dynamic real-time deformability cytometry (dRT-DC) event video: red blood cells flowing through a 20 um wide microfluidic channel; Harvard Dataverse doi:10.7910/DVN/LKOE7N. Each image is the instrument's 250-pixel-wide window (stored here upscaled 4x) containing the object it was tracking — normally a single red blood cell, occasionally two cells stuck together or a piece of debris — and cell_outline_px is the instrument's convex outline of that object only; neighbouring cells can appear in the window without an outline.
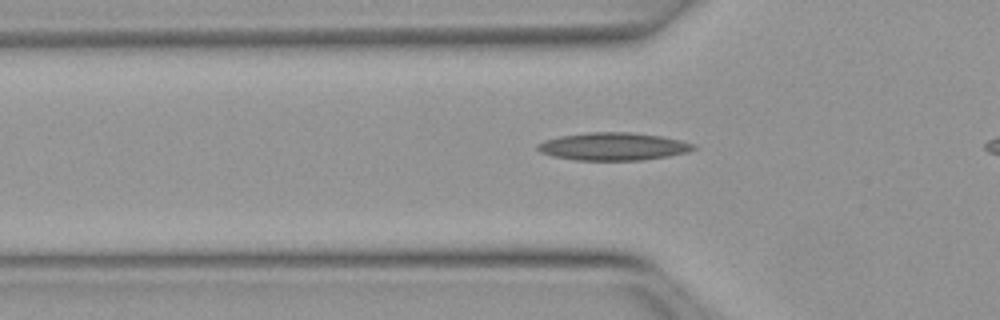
{"species": "Egyptian fruit bat (a non-hibernating species)", "species_latin": "Rousettus aegyptiacus", "temperature_condition": "warm", "stored_images_in_passage": 33, "camera_frame_rate_fps": 3000, "um_per_image_px": 0.085, "animal": {"sex": "female"}, "frame": {"image": 1, "passage_image": 6, "time_ms": 1.667, "image_size_px": [1000, 320], "cell_outline_px": [[696, 148], [688, 152], [668, 156], [644, 160], [576, 160], [552, 156], [540, 152], [536, 148], [536, 144], [544, 140], [560, 136], [588, 132], [632, 132], [660, 136], [680, 140], [696, 144]], "centroid_in_image_um": [52.11, 12.45], "position_along_channel_um": 73.7, "area_um2": 25.32}}
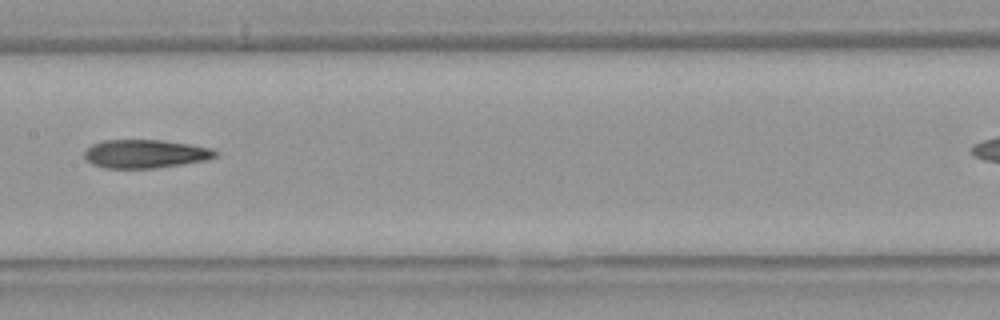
{"frame": {"image": 2, "passage_image": 15, "time_ms": 4.667, "image_size_px": [1000, 320], "cell_outline_px": [[220, 152], [216, 156], [208, 160], [156, 168], [104, 168], [92, 164], [84, 156], [84, 152], [92, 144], [104, 140], [160, 140], [192, 144], [212, 148]], "centroid_in_image_um": [12.39, 13.07], "position_along_channel_um": 195.0, "area_um2": 21.85}}
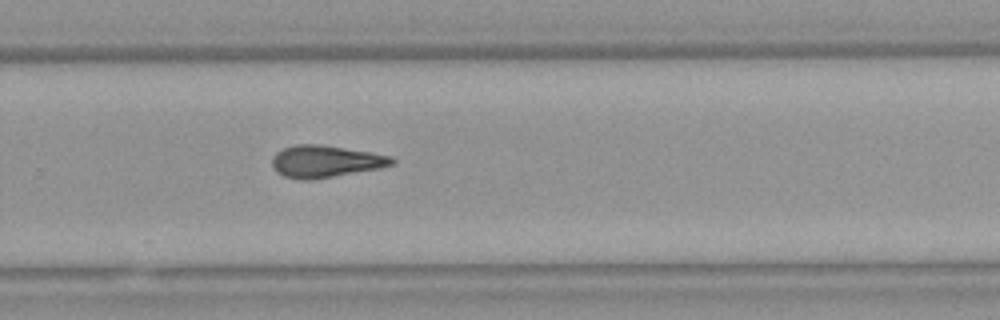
{"frame": {"image": 3, "passage_image": 23, "time_ms": 7.333, "image_size_px": [1000, 320], "cell_outline_px": [[396, 164], [380, 168], [308, 180], [300, 180], [284, 176], [276, 172], [272, 164], [272, 156], [276, 152], [284, 148], [296, 144], [320, 144], [392, 156], [396, 160]], "centroid_in_image_um": [27.65, 13.71], "position_along_channel_um": 302.1, "area_um2": 22.25}}